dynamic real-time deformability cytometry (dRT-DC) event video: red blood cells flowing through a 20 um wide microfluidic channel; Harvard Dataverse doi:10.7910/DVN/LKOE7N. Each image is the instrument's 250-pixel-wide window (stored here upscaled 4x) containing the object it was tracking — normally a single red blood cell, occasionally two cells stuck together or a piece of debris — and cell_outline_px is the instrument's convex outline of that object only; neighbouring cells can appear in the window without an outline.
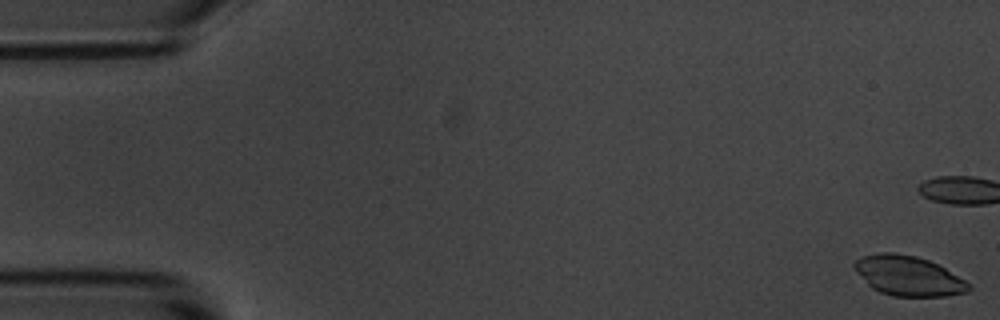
{"species": "common noctule bat (a hibernating species)", "species_latin": "Nyctalus noctula", "temperature_condition": "room temperature", "stored_images_in_passage": 56, "camera_frame_rate_fps": 3000, "um_per_image_px": 0.085, "animal": {"sex": "male", "body_mass_g": 20.1, "forearm_length_mm": 53.5}, "frame": {"image": 1, "passage_image": 1, "time_ms": 0.0, "image_size_px": [1000, 320], "cell_outline_px": [[972, 288], [968, 292], [944, 296], [892, 296], [880, 292], [872, 288], [856, 272], [852, 264], [856, 260], [864, 256], [880, 252], [896, 252], [916, 256], [928, 260], [944, 268], [972, 284]], "centroid_in_image_um": [77.21, 23.45], "position_along_channel_um": 7.8, "area_um2": 26.53}}
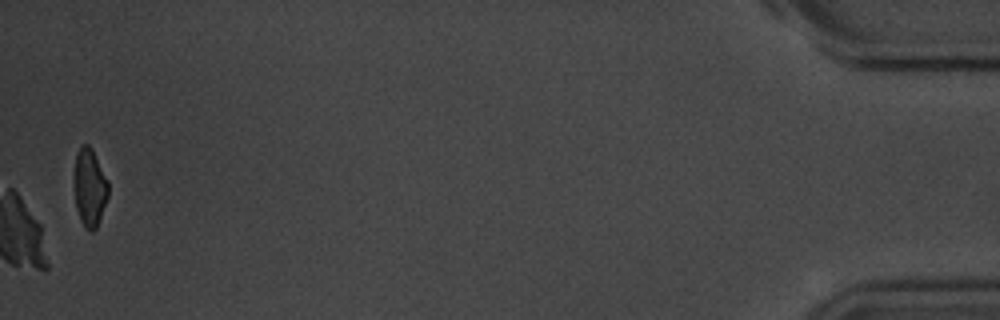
{"frame": {"image": 2, "passage_image": 56, "time_ms": 18.333, "image_size_px": [1000, 320], "cell_outline_px": [[108, 196], [96, 228], [92, 232], [88, 232], [84, 228], [80, 220], [76, 208], [76, 156], [80, 144], [88, 144], [92, 148], [108, 180]], "centroid_in_image_um": [7.65, 15.96], "position_along_channel_um": 427.6, "area_um2": 15.2}}